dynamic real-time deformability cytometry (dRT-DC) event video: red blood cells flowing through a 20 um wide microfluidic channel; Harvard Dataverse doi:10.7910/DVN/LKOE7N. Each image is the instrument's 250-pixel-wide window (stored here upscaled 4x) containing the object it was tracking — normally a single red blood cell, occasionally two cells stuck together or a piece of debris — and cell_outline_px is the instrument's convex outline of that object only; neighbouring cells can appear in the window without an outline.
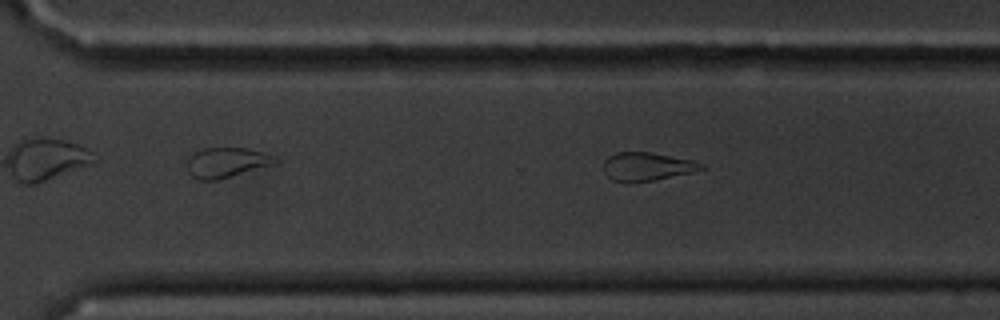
{"species": "common noctule bat (a hibernating species)", "species_latin": "Nyctalus noctula", "temperature_condition": "cold", "stored_images_in_passage": 40, "camera_frame_rate_fps": 3000, "um_per_image_px": 0.085, "animal": {"sex": "male", "body_mass_g": 20.1, "forearm_length_mm": 53.5}, "frame": {"image": 1, "passage_image": 34, "time_ms": 11.0, "image_size_px": [1000, 320], "cell_outline_px": [[708, 168], [692, 172], [652, 180], [628, 184], [612, 180], [604, 172], [604, 160], [608, 156], [616, 152], [652, 152], [692, 160], [704, 164]], "centroid_in_image_um": [54.98, 14.16], "position_along_channel_um": 315.6, "area_um2": 16.36}}